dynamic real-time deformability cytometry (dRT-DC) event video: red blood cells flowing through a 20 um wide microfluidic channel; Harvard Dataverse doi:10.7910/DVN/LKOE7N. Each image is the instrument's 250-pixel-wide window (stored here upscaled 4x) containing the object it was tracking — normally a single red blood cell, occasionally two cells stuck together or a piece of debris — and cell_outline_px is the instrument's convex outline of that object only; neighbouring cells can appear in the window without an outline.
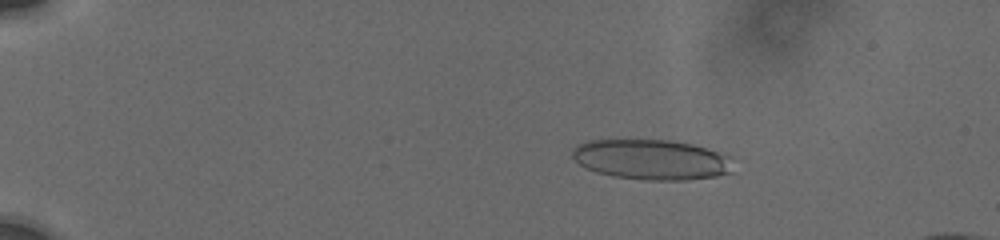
{"species": "human", "species_latin": "Homo sapiens", "temperature_condition": "cold", "stored_images_in_passage": 11, "camera_frame_rate_fps": 3000, "um_per_image_px": 0.085, "donor": {"sex": "male"}, "frame": {"image": 1, "passage_image": 5, "time_ms": 3.0, "image_size_px": [1000, 240], "cell_outline_px": [[732, 172], [716, 176], [684, 180], [644, 180], [612, 176], [596, 172], [584, 168], [572, 156], [572, 148], [576, 144], [588, 140], [668, 140], [692, 144], [724, 152], [732, 156]], "centroid_in_image_um": [55.39, 13.56], "position_along_channel_um": 29.6, "area_um2": 38.15}}
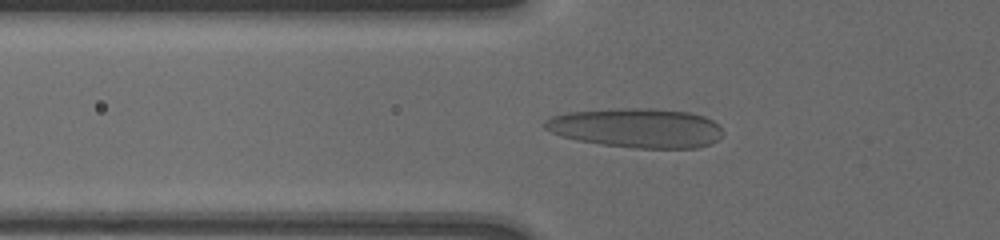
{"frame": {"image": 2, "passage_image": 10, "time_ms": 6.667, "image_size_px": [1000, 240], "cell_outline_px": [[724, 136], [712, 144], [696, 148], [636, 148], [600, 144], [576, 140], [560, 136], [544, 128], [544, 120], [552, 116], [568, 112], [628, 108], [652, 108], [688, 112], [704, 116], [712, 120], [724, 132]], "centroid_in_image_um": [54.13, 10.88], "position_along_channel_um": 71.7, "area_um2": 41.04}}